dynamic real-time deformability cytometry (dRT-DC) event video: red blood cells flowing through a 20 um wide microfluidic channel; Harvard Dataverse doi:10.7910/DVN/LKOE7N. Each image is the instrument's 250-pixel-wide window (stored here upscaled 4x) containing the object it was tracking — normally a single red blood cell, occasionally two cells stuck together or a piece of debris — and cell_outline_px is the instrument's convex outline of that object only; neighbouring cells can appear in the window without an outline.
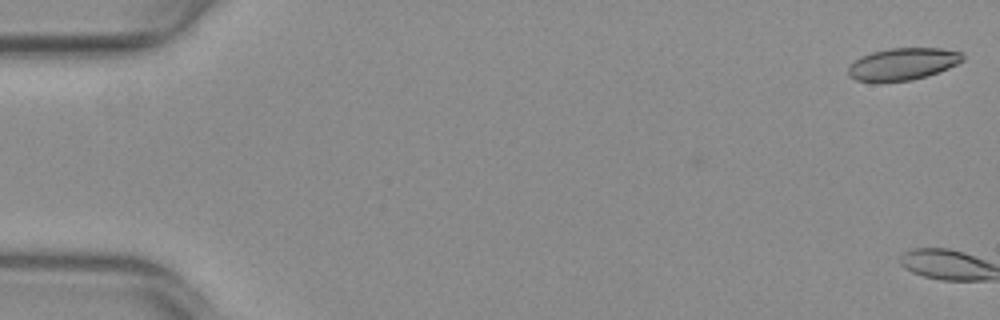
{"species": "common noctule bat (a hibernating species)", "species_latin": "Nyctalus noctula", "temperature_condition": "warm", "stored_images_in_passage": 3, "camera_frame_rate_fps": 3000, "um_per_image_px": 0.085, "animal": {"sex": "female", "body_mass_g": 29.2, "forearm_length_mm": 56.3}, "frame": {"image": 1, "passage_image": 1, "time_ms": 0.0, "image_size_px": [1000, 320], "cell_outline_px": [[964, 60], [948, 68], [928, 76], [912, 80], [856, 80], [848, 76], [848, 68], [860, 56], [872, 52], [888, 48], [940, 48], [960, 52], [964, 56]], "centroid_in_image_um": [76.76, 5.42], "position_along_channel_um": 8.2, "area_um2": 21.04}}